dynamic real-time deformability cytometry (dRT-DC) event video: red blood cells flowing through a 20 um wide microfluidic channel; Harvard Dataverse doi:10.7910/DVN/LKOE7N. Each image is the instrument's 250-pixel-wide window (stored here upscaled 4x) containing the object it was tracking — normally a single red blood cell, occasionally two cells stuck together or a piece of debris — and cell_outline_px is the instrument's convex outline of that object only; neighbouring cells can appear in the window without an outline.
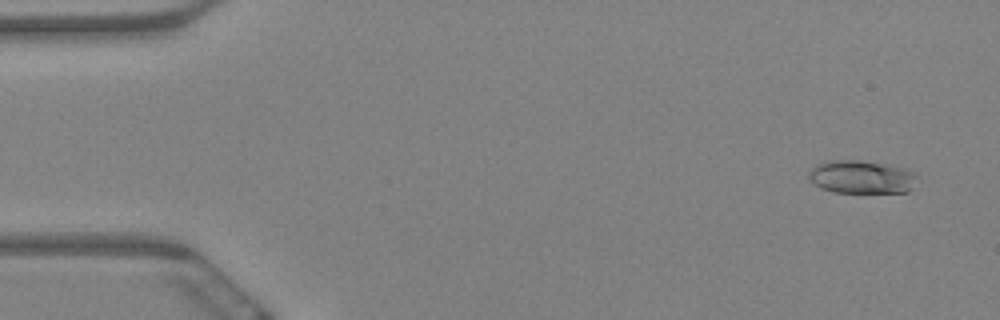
{"species": "Egyptian fruit bat (a non-hibernating species)", "species_latin": "Rousettus aegyptiacus", "temperature_condition": "warm", "stored_images_in_passage": 8, "camera_frame_rate_fps": 3000, "um_per_image_px": 0.085, "animal": {"sex": "female"}, "frame": {"image": 1, "passage_image": 2, "time_ms": 0.333, "image_size_px": [1000, 320], "cell_outline_px": [[916, 176], [912, 188], [908, 192], [832, 192], [820, 188], [808, 176], [808, 172], [812, 168], [828, 160], [860, 160], [888, 164], [904, 168], [912, 172]], "centroid_in_image_um": [73.22, 15.04], "position_along_channel_um": 11.8, "area_um2": 20.75}}
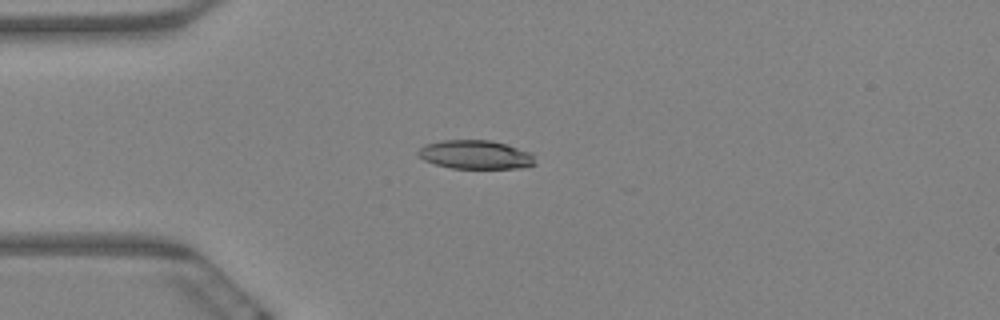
{"frame": {"image": 2, "passage_image": 5, "time_ms": 1.333, "image_size_px": [1000, 320], "cell_outline_px": [[536, 164], [520, 168], [452, 168], [436, 164], [424, 160], [416, 152], [424, 144], [440, 140], [492, 140], [532, 152]], "centroid_in_image_um": [40.42, 13.13], "position_along_channel_um": 44.6, "area_um2": 19.65}}
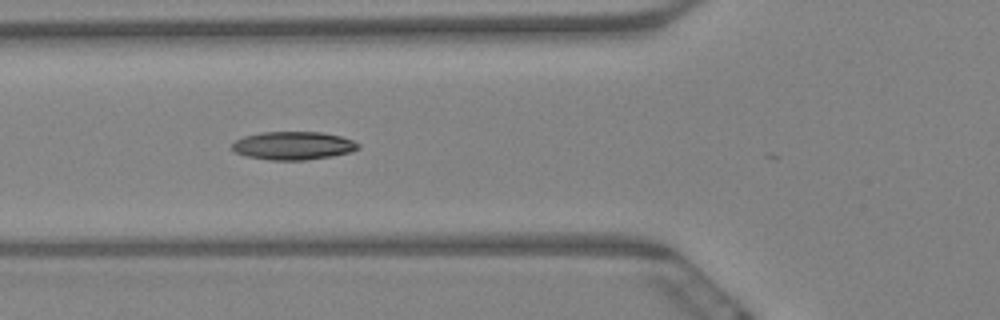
{"frame": {"image": 3, "passage_image": 7, "time_ms": 2.0, "image_size_px": [1000, 320], "cell_outline_px": [[360, 148], [352, 152], [332, 156], [304, 160], [268, 160], [244, 156], [236, 152], [232, 148], [232, 144], [236, 140], [244, 136], [260, 132], [320, 132], [340, 136], [352, 140], [360, 144]], "centroid_in_image_um": [24.93, 12.38], "position_along_channel_um": 100.9, "area_um2": 20.81}}